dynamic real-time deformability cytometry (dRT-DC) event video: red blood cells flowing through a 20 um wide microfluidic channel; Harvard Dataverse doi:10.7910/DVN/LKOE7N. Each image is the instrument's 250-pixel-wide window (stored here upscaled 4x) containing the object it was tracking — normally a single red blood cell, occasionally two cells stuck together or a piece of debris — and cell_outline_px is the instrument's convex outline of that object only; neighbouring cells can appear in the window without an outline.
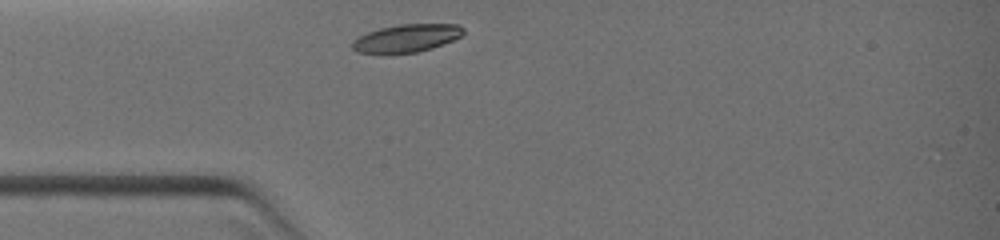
{"species": "common noctule bat (a hibernating species)", "species_latin": "Nyctalus noctula", "temperature_condition": "warm", "stored_images_in_passage": 10, "camera_frame_rate_fps": 3000, "um_per_image_px": 0.085, "animal": {"sex": "female", "body_mass_g": 19.0, "forearm_length_mm": 51.5}, "frame": {"image": 1, "passage_image": 1, "time_ms": 0.0, "image_size_px": [1000, 240], "cell_outline_px": [[464, 32], [460, 36], [452, 40], [432, 48], [416, 52], [384, 56], [356, 52], [352, 48], [352, 40], [368, 32], [380, 28], [400, 24], [460, 24], [464, 28]], "centroid_in_image_um": [34.49, 3.28], "position_along_channel_um": 50.5, "area_um2": 18.5}}
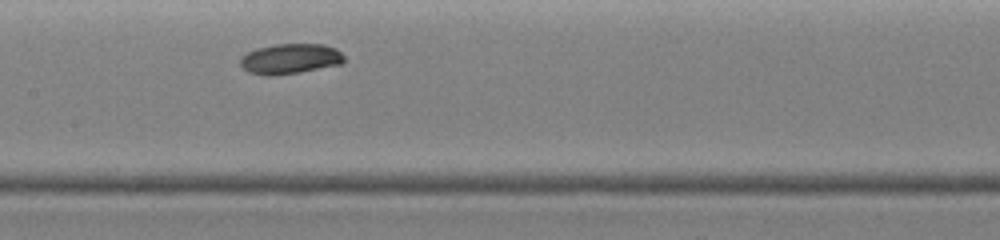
{"frame": {"image": 2, "passage_image": 5, "time_ms": 2.667, "image_size_px": [1000, 240], "cell_outline_px": [[344, 60], [340, 64], [300, 72], [276, 76], [268, 76], [248, 72], [240, 64], [240, 60], [248, 52], [256, 48], [276, 44], [324, 44], [336, 48], [344, 56]], "centroid_in_image_um": [24.67, 5.0], "position_along_channel_um": 182.7, "area_um2": 18.26}}
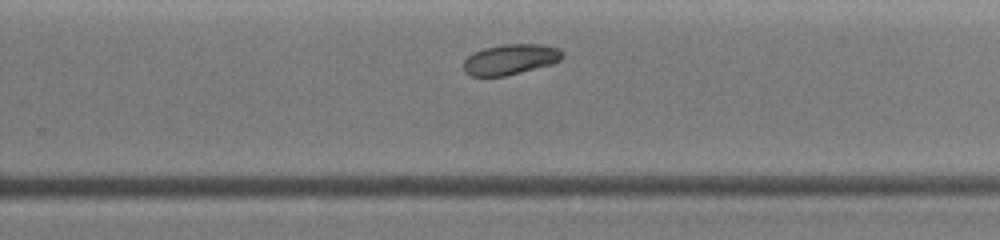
{"frame": {"image": 3, "passage_image": 9, "time_ms": 4.667, "image_size_px": [1000, 240], "cell_outline_px": [[564, 56], [560, 60], [552, 64], [504, 76], [468, 76], [464, 72], [464, 60], [472, 52], [484, 48], [504, 44], [540, 44], [560, 48], [564, 52]], "centroid_in_image_um": [43.38, 5.04], "position_along_channel_um": 286.4, "area_um2": 17.69}}